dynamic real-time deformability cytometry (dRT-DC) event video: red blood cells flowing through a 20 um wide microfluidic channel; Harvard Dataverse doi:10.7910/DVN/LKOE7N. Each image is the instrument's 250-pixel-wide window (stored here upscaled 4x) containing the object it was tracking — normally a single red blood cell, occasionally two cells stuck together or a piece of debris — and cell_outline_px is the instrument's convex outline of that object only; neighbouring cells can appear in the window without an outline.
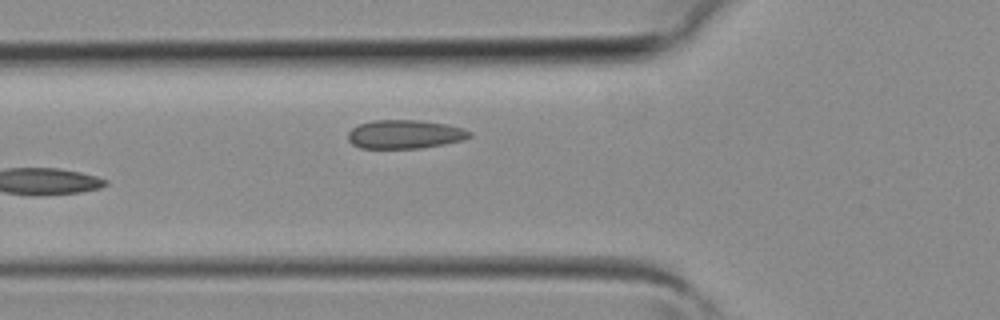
{"species": "common noctule bat (a hibernating species)", "species_latin": "Nyctalus noctula", "temperature_condition": "room temperature", "stored_images_in_passage": 5, "camera_frame_rate_fps": 3000, "um_per_image_px": 0.085, "animal": {"sex": "female", "body_mass_g": 19.3, "forearm_length_mm": 54.1}, "frame": {"image": 1, "passage_image": 5, "time_ms": 1.333, "image_size_px": [1000, 320], "cell_outline_px": [[472, 136], [464, 140], [444, 144], [420, 148], [360, 148], [352, 144], [348, 140], [348, 132], [352, 128], [360, 124], [372, 120], [420, 120], [448, 124], [464, 128], [472, 132]], "centroid_in_image_um": [34.44, 11.41], "position_along_channel_um": 91.4, "area_um2": 20.52}}